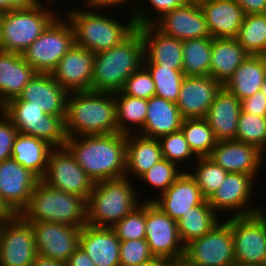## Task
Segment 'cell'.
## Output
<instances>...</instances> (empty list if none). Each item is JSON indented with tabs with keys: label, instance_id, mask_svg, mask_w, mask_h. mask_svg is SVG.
<instances>
[{
	"label": "cell",
	"instance_id": "1",
	"mask_svg": "<svg viewBox=\"0 0 266 266\" xmlns=\"http://www.w3.org/2000/svg\"><path fill=\"white\" fill-rule=\"evenodd\" d=\"M127 134L67 137L65 147L92 179L99 182L125 177Z\"/></svg>",
	"mask_w": 266,
	"mask_h": 266
},
{
	"label": "cell",
	"instance_id": "2",
	"mask_svg": "<svg viewBox=\"0 0 266 266\" xmlns=\"http://www.w3.org/2000/svg\"><path fill=\"white\" fill-rule=\"evenodd\" d=\"M64 121L67 137L118 133L114 93H68Z\"/></svg>",
	"mask_w": 266,
	"mask_h": 266
},
{
	"label": "cell",
	"instance_id": "3",
	"mask_svg": "<svg viewBox=\"0 0 266 266\" xmlns=\"http://www.w3.org/2000/svg\"><path fill=\"white\" fill-rule=\"evenodd\" d=\"M144 42L136 29L121 44L95 55L91 91L115 93L143 65Z\"/></svg>",
	"mask_w": 266,
	"mask_h": 266
},
{
	"label": "cell",
	"instance_id": "4",
	"mask_svg": "<svg viewBox=\"0 0 266 266\" xmlns=\"http://www.w3.org/2000/svg\"><path fill=\"white\" fill-rule=\"evenodd\" d=\"M20 215L29 223L56 222L82 229L87 224V200L51 188L40 180Z\"/></svg>",
	"mask_w": 266,
	"mask_h": 266
},
{
	"label": "cell",
	"instance_id": "5",
	"mask_svg": "<svg viewBox=\"0 0 266 266\" xmlns=\"http://www.w3.org/2000/svg\"><path fill=\"white\" fill-rule=\"evenodd\" d=\"M66 15L74 30L75 45L95 54L121 44L137 29L132 15L126 25L93 9L74 8Z\"/></svg>",
	"mask_w": 266,
	"mask_h": 266
},
{
	"label": "cell",
	"instance_id": "6",
	"mask_svg": "<svg viewBox=\"0 0 266 266\" xmlns=\"http://www.w3.org/2000/svg\"><path fill=\"white\" fill-rule=\"evenodd\" d=\"M130 177L94 183L87 199V224L112 228L140 204Z\"/></svg>",
	"mask_w": 266,
	"mask_h": 266
},
{
	"label": "cell",
	"instance_id": "7",
	"mask_svg": "<svg viewBox=\"0 0 266 266\" xmlns=\"http://www.w3.org/2000/svg\"><path fill=\"white\" fill-rule=\"evenodd\" d=\"M51 10L27 4L3 12L0 22L1 51L22 54L58 16Z\"/></svg>",
	"mask_w": 266,
	"mask_h": 266
},
{
	"label": "cell",
	"instance_id": "8",
	"mask_svg": "<svg viewBox=\"0 0 266 266\" xmlns=\"http://www.w3.org/2000/svg\"><path fill=\"white\" fill-rule=\"evenodd\" d=\"M0 110L11 120L18 133L37 137L53 148L65 147V116L45 114L42 108L30 105L19 97L9 100Z\"/></svg>",
	"mask_w": 266,
	"mask_h": 266
},
{
	"label": "cell",
	"instance_id": "9",
	"mask_svg": "<svg viewBox=\"0 0 266 266\" xmlns=\"http://www.w3.org/2000/svg\"><path fill=\"white\" fill-rule=\"evenodd\" d=\"M66 20L56 17L22 53L25 61L37 73H51L75 44L73 27L67 18Z\"/></svg>",
	"mask_w": 266,
	"mask_h": 266
},
{
	"label": "cell",
	"instance_id": "10",
	"mask_svg": "<svg viewBox=\"0 0 266 266\" xmlns=\"http://www.w3.org/2000/svg\"><path fill=\"white\" fill-rule=\"evenodd\" d=\"M236 264L266 266V213L250 216H231Z\"/></svg>",
	"mask_w": 266,
	"mask_h": 266
},
{
	"label": "cell",
	"instance_id": "11",
	"mask_svg": "<svg viewBox=\"0 0 266 266\" xmlns=\"http://www.w3.org/2000/svg\"><path fill=\"white\" fill-rule=\"evenodd\" d=\"M43 183L60 191L88 199L94 182L76 162L66 147L50 151Z\"/></svg>",
	"mask_w": 266,
	"mask_h": 266
},
{
	"label": "cell",
	"instance_id": "12",
	"mask_svg": "<svg viewBox=\"0 0 266 266\" xmlns=\"http://www.w3.org/2000/svg\"><path fill=\"white\" fill-rule=\"evenodd\" d=\"M186 258L196 266H234V242L231 226L220 222L207 234L185 245Z\"/></svg>",
	"mask_w": 266,
	"mask_h": 266
},
{
	"label": "cell",
	"instance_id": "13",
	"mask_svg": "<svg viewBox=\"0 0 266 266\" xmlns=\"http://www.w3.org/2000/svg\"><path fill=\"white\" fill-rule=\"evenodd\" d=\"M37 254L31 223L20 214L1 222L0 266H32Z\"/></svg>",
	"mask_w": 266,
	"mask_h": 266
},
{
	"label": "cell",
	"instance_id": "14",
	"mask_svg": "<svg viewBox=\"0 0 266 266\" xmlns=\"http://www.w3.org/2000/svg\"><path fill=\"white\" fill-rule=\"evenodd\" d=\"M145 240L154 257L166 262L184 257L185 245L180 240L177 222L147 200Z\"/></svg>",
	"mask_w": 266,
	"mask_h": 266
},
{
	"label": "cell",
	"instance_id": "15",
	"mask_svg": "<svg viewBox=\"0 0 266 266\" xmlns=\"http://www.w3.org/2000/svg\"><path fill=\"white\" fill-rule=\"evenodd\" d=\"M31 224L39 255L65 264L79 248L81 228L56 222H35Z\"/></svg>",
	"mask_w": 266,
	"mask_h": 266
},
{
	"label": "cell",
	"instance_id": "16",
	"mask_svg": "<svg viewBox=\"0 0 266 266\" xmlns=\"http://www.w3.org/2000/svg\"><path fill=\"white\" fill-rule=\"evenodd\" d=\"M254 180L249 174L228 173L222 185L207 199V202L216 213L221 210L223 212L236 210L233 216L237 217L259 213L263 211L262 207L249 205Z\"/></svg>",
	"mask_w": 266,
	"mask_h": 266
},
{
	"label": "cell",
	"instance_id": "17",
	"mask_svg": "<svg viewBox=\"0 0 266 266\" xmlns=\"http://www.w3.org/2000/svg\"><path fill=\"white\" fill-rule=\"evenodd\" d=\"M95 53L73 45L51 72L68 93L91 91Z\"/></svg>",
	"mask_w": 266,
	"mask_h": 266
},
{
	"label": "cell",
	"instance_id": "18",
	"mask_svg": "<svg viewBox=\"0 0 266 266\" xmlns=\"http://www.w3.org/2000/svg\"><path fill=\"white\" fill-rule=\"evenodd\" d=\"M40 179L13 158L0 162V195L15 213L27 207L35 185Z\"/></svg>",
	"mask_w": 266,
	"mask_h": 266
},
{
	"label": "cell",
	"instance_id": "19",
	"mask_svg": "<svg viewBox=\"0 0 266 266\" xmlns=\"http://www.w3.org/2000/svg\"><path fill=\"white\" fill-rule=\"evenodd\" d=\"M154 25L164 34L182 41L211 37L198 1H189L165 13Z\"/></svg>",
	"mask_w": 266,
	"mask_h": 266
},
{
	"label": "cell",
	"instance_id": "20",
	"mask_svg": "<svg viewBox=\"0 0 266 266\" xmlns=\"http://www.w3.org/2000/svg\"><path fill=\"white\" fill-rule=\"evenodd\" d=\"M223 85L210 75L185 76L176 105L184 119L205 118Z\"/></svg>",
	"mask_w": 266,
	"mask_h": 266
},
{
	"label": "cell",
	"instance_id": "21",
	"mask_svg": "<svg viewBox=\"0 0 266 266\" xmlns=\"http://www.w3.org/2000/svg\"><path fill=\"white\" fill-rule=\"evenodd\" d=\"M144 42L143 66L183 70L182 40L161 32L154 24L137 27Z\"/></svg>",
	"mask_w": 266,
	"mask_h": 266
},
{
	"label": "cell",
	"instance_id": "22",
	"mask_svg": "<svg viewBox=\"0 0 266 266\" xmlns=\"http://www.w3.org/2000/svg\"><path fill=\"white\" fill-rule=\"evenodd\" d=\"M263 155L255 146L228 140L218 141L209 157L229 173L249 174L256 180Z\"/></svg>",
	"mask_w": 266,
	"mask_h": 266
},
{
	"label": "cell",
	"instance_id": "23",
	"mask_svg": "<svg viewBox=\"0 0 266 266\" xmlns=\"http://www.w3.org/2000/svg\"><path fill=\"white\" fill-rule=\"evenodd\" d=\"M67 96L68 92L51 73H36L18 97L30 102V105L42 108L45 114L66 116Z\"/></svg>",
	"mask_w": 266,
	"mask_h": 266
},
{
	"label": "cell",
	"instance_id": "24",
	"mask_svg": "<svg viewBox=\"0 0 266 266\" xmlns=\"http://www.w3.org/2000/svg\"><path fill=\"white\" fill-rule=\"evenodd\" d=\"M157 199L148 200L166 213L176 222L192 207L200 205L205 198L202 196L196 180L189 172H184Z\"/></svg>",
	"mask_w": 266,
	"mask_h": 266
},
{
	"label": "cell",
	"instance_id": "25",
	"mask_svg": "<svg viewBox=\"0 0 266 266\" xmlns=\"http://www.w3.org/2000/svg\"><path fill=\"white\" fill-rule=\"evenodd\" d=\"M212 38H236L245 13L236 0H199Z\"/></svg>",
	"mask_w": 266,
	"mask_h": 266
},
{
	"label": "cell",
	"instance_id": "26",
	"mask_svg": "<svg viewBox=\"0 0 266 266\" xmlns=\"http://www.w3.org/2000/svg\"><path fill=\"white\" fill-rule=\"evenodd\" d=\"M120 242L112 228L86 224L80 232L79 247L96 266H120Z\"/></svg>",
	"mask_w": 266,
	"mask_h": 266
},
{
	"label": "cell",
	"instance_id": "27",
	"mask_svg": "<svg viewBox=\"0 0 266 266\" xmlns=\"http://www.w3.org/2000/svg\"><path fill=\"white\" fill-rule=\"evenodd\" d=\"M240 113L241 101L223 86L205 116L217 141L235 140Z\"/></svg>",
	"mask_w": 266,
	"mask_h": 266
},
{
	"label": "cell",
	"instance_id": "28",
	"mask_svg": "<svg viewBox=\"0 0 266 266\" xmlns=\"http://www.w3.org/2000/svg\"><path fill=\"white\" fill-rule=\"evenodd\" d=\"M36 73L22 54L0 51V108L18 97Z\"/></svg>",
	"mask_w": 266,
	"mask_h": 266
},
{
	"label": "cell",
	"instance_id": "29",
	"mask_svg": "<svg viewBox=\"0 0 266 266\" xmlns=\"http://www.w3.org/2000/svg\"><path fill=\"white\" fill-rule=\"evenodd\" d=\"M183 120L176 103L152 96L147 100V115L140 130L142 133L137 134L159 139L180 130Z\"/></svg>",
	"mask_w": 266,
	"mask_h": 266
},
{
	"label": "cell",
	"instance_id": "30",
	"mask_svg": "<svg viewBox=\"0 0 266 266\" xmlns=\"http://www.w3.org/2000/svg\"><path fill=\"white\" fill-rule=\"evenodd\" d=\"M248 56L236 38H212L209 75L224 85Z\"/></svg>",
	"mask_w": 266,
	"mask_h": 266
},
{
	"label": "cell",
	"instance_id": "31",
	"mask_svg": "<svg viewBox=\"0 0 266 266\" xmlns=\"http://www.w3.org/2000/svg\"><path fill=\"white\" fill-rule=\"evenodd\" d=\"M133 133L132 130V133L127 134L125 177L128 178V174L133 173L140 178L163 156L158 139Z\"/></svg>",
	"mask_w": 266,
	"mask_h": 266
},
{
	"label": "cell",
	"instance_id": "32",
	"mask_svg": "<svg viewBox=\"0 0 266 266\" xmlns=\"http://www.w3.org/2000/svg\"><path fill=\"white\" fill-rule=\"evenodd\" d=\"M265 75L264 56L249 55L223 86L241 101L261 90Z\"/></svg>",
	"mask_w": 266,
	"mask_h": 266
},
{
	"label": "cell",
	"instance_id": "33",
	"mask_svg": "<svg viewBox=\"0 0 266 266\" xmlns=\"http://www.w3.org/2000/svg\"><path fill=\"white\" fill-rule=\"evenodd\" d=\"M52 149L46 141L18 133L12 149V158L41 179Z\"/></svg>",
	"mask_w": 266,
	"mask_h": 266
},
{
	"label": "cell",
	"instance_id": "34",
	"mask_svg": "<svg viewBox=\"0 0 266 266\" xmlns=\"http://www.w3.org/2000/svg\"><path fill=\"white\" fill-rule=\"evenodd\" d=\"M205 199L200 205L192 207L177 221L181 242L186 245L191 240L210 232L219 222V218Z\"/></svg>",
	"mask_w": 266,
	"mask_h": 266
},
{
	"label": "cell",
	"instance_id": "35",
	"mask_svg": "<svg viewBox=\"0 0 266 266\" xmlns=\"http://www.w3.org/2000/svg\"><path fill=\"white\" fill-rule=\"evenodd\" d=\"M184 76L209 75L212 55V37L182 41Z\"/></svg>",
	"mask_w": 266,
	"mask_h": 266
},
{
	"label": "cell",
	"instance_id": "36",
	"mask_svg": "<svg viewBox=\"0 0 266 266\" xmlns=\"http://www.w3.org/2000/svg\"><path fill=\"white\" fill-rule=\"evenodd\" d=\"M236 40L249 55L263 56L266 53V13L245 15Z\"/></svg>",
	"mask_w": 266,
	"mask_h": 266
},
{
	"label": "cell",
	"instance_id": "37",
	"mask_svg": "<svg viewBox=\"0 0 266 266\" xmlns=\"http://www.w3.org/2000/svg\"><path fill=\"white\" fill-rule=\"evenodd\" d=\"M118 133L130 134L132 124L141 130L147 115V100L115 92ZM128 123V124H127ZM129 126V127H127Z\"/></svg>",
	"mask_w": 266,
	"mask_h": 266
},
{
	"label": "cell",
	"instance_id": "38",
	"mask_svg": "<svg viewBox=\"0 0 266 266\" xmlns=\"http://www.w3.org/2000/svg\"><path fill=\"white\" fill-rule=\"evenodd\" d=\"M180 129L197 157L211 155L218 141L205 118H186Z\"/></svg>",
	"mask_w": 266,
	"mask_h": 266
},
{
	"label": "cell",
	"instance_id": "39",
	"mask_svg": "<svg viewBox=\"0 0 266 266\" xmlns=\"http://www.w3.org/2000/svg\"><path fill=\"white\" fill-rule=\"evenodd\" d=\"M235 141L255 146L266 153V116H258L241 110Z\"/></svg>",
	"mask_w": 266,
	"mask_h": 266
},
{
	"label": "cell",
	"instance_id": "40",
	"mask_svg": "<svg viewBox=\"0 0 266 266\" xmlns=\"http://www.w3.org/2000/svg\"><path fill=\"white\" fill-rule=\"evenodd\" d=\"M197 168L190 175L196 180L205 199H208L224 182L229 172L221 168L209 156L197 157Z\"/></svg>",
	"mask_w": 266,
	"mask_h": 266
},
{
	"label": "cell",
	"instance_id": "41",
	"mask_svg": "<svg viewBox=\"0 0 266 266\" xmlns=\"http://www.w3.org/2000/svg\"><path fill=\"white\" fill-rule=\"evenodd\" d=\"M150 73L155 85V96L176 103L184 79L181 70L163 66H144Z\"/></svg>",
	"mask_w": 266,
	"mask_h": 266
},
{
	"label": "cell",
	"instance_id": "42",
	"mask_svg": "<svg viewBox=\"0 0 266 266\" xmlns=\"http://www.w3.org/2000/svg\"><path fill=\"white\" fill-rule=\"evenodd\" d=\"M146 201L117 222L112 230L120 241L145 239Z\"/></svg>",
	"mask_w": 266,
	"mask_h": 266
},
{
	"label": "cell",
	"instance_id": "43",
	"mask_svg": "<svg viewBox=\"0 0 266 266\" xmlns=\"http://www.w3.org/2000/svg\"><path fill=\"white\" fill-rule=\"evenodd\" d=\"M158 140L163 158L175 163L177 166L180 162L186 161V159L189 160L193 156L197 158L185 140L181 129L162 136Z\"/></svg>",
	"mask_w": 266,
	"mask_h": 266
},
{
	"label": "cell",
	"instance_id": "44",
	"mask_svg": "<svg viewBox=\"0 0 266 266\" xmlns=\"http://www.w3.org/2000/svg\"><path fill=\"white\" fill-rule=\"evenodd\" d=\"M175 163L169 162L162 158L154 166H152L145 174L140 177L145 183H149L153 188L161 189L164 193L174 181L183 173Z\"/></svg>",
	"mask_w": 266,
	"mask_h": 266
},
{
	"label": "cell",
	"instance_id": "45",
	"mask_svg": "<svg viewBox=\"0 0 266 266\" xmlns=\"http://www.w3.org/2000/svg\"><path fill=\"white\" fill-rule=\"evenodd\" d=\"M121 92L131 97L146 100L155 96V85L149 71L142 65L126 79Z\"/></svg>",
	"mask_w": 266,
	"mask_h": 266
},
{
	"label": "cell",
	"instance_id": "46",
	"mask_svg": "<svg viewBox=\"0 0 266 266\" xmlns=\"http://www.w3.org/2000/svg\"><path fill=\"white\" fill-rule=\"evenodd\" d=\"M154 256L145 239H135L120 242V266H135L148 262Z\"/></svg>",
	"mask_w": 266,
	"mask_h": 266
},
{
	"label": "cell",
	"instance_id": "47",
	"mask_svg": "<svg viewBox=\"0 0 266 266\" xmlns=\"http://www.w3.org/2000/svg\"><path fill=\"white\" fill-rule=\"evenodd\" d=\"M189 1L190 0H147V2L151 5V7L154 8L153 10H156L155 12L158 14V17L155 16L153 18H150L151 16L148 15V12H145L143 8L139 6V3L135 1L136 4L135 3L133 4V6L134 5L135 6L132 8L133 10L131 11V13L133 12L132 16L134 18L136 26L141 27L144 25L154 24L165 13L185 5Z\"/></svg>",
	"mask_w": 266,
	"mask_h": 266
},
{
	"label": "cell",
	"instance_id": "48",
	"mask_svg": "<svg viewBox=\"0 0 266 266\" xmlns=\"http://www.w3.org/2000/svg\"><path fill=\"white\" fill-rule=\"evenodd\" d=\"M0 118V162H2L12 158V149L18 131L1 110Z\"/></svg>",
	"mask_w": 266,
	"mask_h": 266
},
{
	"label": "cell",
	"instance_id": "49",
	"mask_svg": "<svg viewBox=\"0 0 266 266\" xmlns=\"http://www.w3.org/2000/svg\"><path fill=\"white\" fill-rule=\"evenodd\" d=\"M241 110L258 116H266V96L261 90L241 100Z\"/></svg>",
	"mask_w": 266,
	"mask_h": 266
},
{
	"label": "cell",
	"instance_id": "50",
	"mask_svg": "<svg viewBox=\"0 0 266 266\" xmlns=\"http://www.w3.org/2000/svg\"><path fill=\"white\" fill-rule=\"evenodd\" d=\"M245 15L266 13V0H236Z\"/></svg>",
	"mask_w": 266,
	"mask_h": 266
},
{
	"label": "cell",
	"instance_id": "51",
	"mask_svg": "<svg viewBox=\"0 0 266 266\" xmlns=\"http://www.w3.org/2000/svg\"><path fill=\"white\" fill-rule=\"evenodd\" d=\"M65 266H96L80 247L69 257Z\"/></svg>",
	"mask_w": 266,
	"mask_h": 266
},
{
	"label": "cell",
	"instance_id": "52",
	"mask_svg": "<svg viewBox=\"0 0 266 266\" xmlns=\"http://www.w3.org/2000/svg\"><path fill=\"white\" fill-rule=\"evenodd\" d=\"M85 5H88V9H94V10H99L101 8H109L113 6H118L119 4L125 3V1L128 0H85ZM109 6V7H108ZM100 7V8H99Z\"/></svg>",
	"mask_w": 266,
	"mask_h": 266
},
{
	"label": "cell",
	"instance_id": "53",
	"mask_svg": "<svg viewBox=\"0 0 266 266\" xmlns=\"http://www.w3.org/2000/svg\"><path fill=\"white\" fill-rule=\"evenodd\" d=\"M27 4V0H0V10L6 12L25 7Z\"/></svg>",
	"mask_w": 266,
	"mask_h": 266
},
{
	"label": "cell",
	"instance_id": "54",
	"mask_svg": "<svg viewBox=\"0 0 266 266\" xmlns=\"http://www.w3.org/2000/svg\"><path fill=\"white\" fill-rule=\"evenodd\" d=\"M32 266H65V264L58 260L37 254Z\"/></svg>",
	"mask_w": 266,
	"mask_h": 266
},
{
	"label": "cell",
	"instance_id": "55",
	"mask_svg": "<svg viewBox=\"0 0 266 266\" xmlns=\"http://www.w3.org/2000/svg\"><path fill=\"white\" fill-rule=\"evenodd\" d=\"M16 214L4 203L0 195V222L9 219Z\"/></svg>",
	"mask_w": 266,
	"mask_h": 266
},
{
	"label": "cell",
	"instance_id": "56",
	"mask_svg": "<svg viewBox=\"0 0 266 266\" xmlns=\"http://www.w3.org/2000/svg\"><path fill=\"white\" fill-rule=\"evenodd\" d=\"M165 263H166L165 260L158 258V257H154L153 259L149 260L148 262L138 264L135 266H163Z\"/></svg>",
	"mask_w": 266,
	"mask_h": 266
},
{
	"label": "cell",
	"instance_id": "57",
	"mask_svg": "<svg viewBox=\"0 0 266 266\" xmlns=\"http://www.w3.org/2000/svg\"><path fill=\"white\" fill-rule=\"evenodd\" d=\"M170 266H196V265L191 264L186 258L182 257L170 261Z\"/></svg>",
	"mask_w": 266,
	"mask_h": 266
},
{
	"label": "cell",
	"instance_id": "58",
	"mask_svg": "<svg viewBox=\"0 0 266 266\" xmlns=\"http://www.w3.org/2000/svg\"><path fill=\"white\" fill-rule=\"evenodd\" d=\"M44 1L53 2V3H55L54 1H58V2H59V0H44ZM41 2H42V1H40V0H27V3H28L29 5L36 6V7L47 8V7L45 6L46 4H41Z\"/></svg>",
	"mask_w": 266,
	"mask_h": 266
},
{
	"label": "cell",
	"instance_id": "59",
	"mask_svg": "<svg viewBox=\"0 0 266 266\" xmlns=\"http://www.w3.org/2000/svg\"><path fill=\"white\" fill-rule=\"evenodd\" d=\"M261 91L263 92V94H265L266 96V75H265V79H264V82L261 86Z\"/></svg>",
	"mask_w": 266,
	"mask_h": 266
},
{
	"label": "cell",
	"instance_id": "60",
	"mask_svg": "<svg viewBox=\"0 0 266 266\" xmlns=\"http://www.w3.org/2000/svg\"><path fill=\"white\" fill-rule=\"evenodd\" d=\"M234 266H250V265L235 264Z\"/></svg>",
	"mask_w": 266,
	"mask_h": 266
},
{
	"label": "cell",
	"instance_id": "61",
	"mask_svg": "<svg viewBox=\"0 0 266 266\" xmlns=\"http://www.w3.org/2000/svg\"><path fill=\"white\" fill-rule=\"evenodd\" d=\"M163 266H170V262H166Z\"/></svg>",
	"mask_w": 266,
	"mask_h": 266
},
{
	"label": "cell",
	"instance_id": "62",
	"mask_svg": "<svg viewBox=\"0 0 266 266\" xmlns=\"http://www.w3.org/2000/svg\"><path fill=\"white\" fill-rule=\"evenodd\" d=\"M2 14H3V12L0 10V22H1Z\"/></svg>",
	"mask_w": 266,
	"mask_h": 266
},
{
	"label": "cell",
	"instance_id": "63",
	"mask_svg": "<svg viewBox=\"0 0 266 266\" xmlns=\"http://www.w3.org/2000/svg\"><path fill=\"white\" fill-rule=\"evenodd\" d=\"M1 34V33H0ZM0 51H1V36H0Z\"/></svg>",
	"mask_w": 266,
	"mask_h": 266
}]
</instances>
